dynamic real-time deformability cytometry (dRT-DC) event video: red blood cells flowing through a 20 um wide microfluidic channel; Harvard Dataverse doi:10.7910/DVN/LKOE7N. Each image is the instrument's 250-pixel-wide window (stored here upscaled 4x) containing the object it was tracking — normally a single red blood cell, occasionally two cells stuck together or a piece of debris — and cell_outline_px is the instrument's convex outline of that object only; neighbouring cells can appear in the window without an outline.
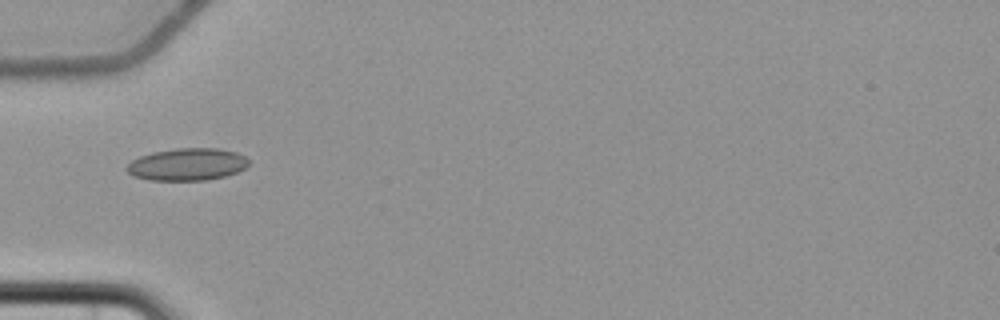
{"species": "common noctule bat (a hibernating species)", "species_latin": "Nyctalus noctula", "temperature_condition": "cold", "stored_images_in_passage": 6, "camera_frame_rate_fps": 3000, "um_per_image_px": 0.085, "animal": {"sex": "female", "body_mass_g": 22.7, "forearm_length_mm": 54.2}, "frame": {"image": 1, "passage_image": 5, "time_ms": 5.667, "image_size_px": [1000, 320], "cell_outline_px": [[248, 164], [244, 168], [236, 172], [224, 176], [208, 180], [148, 180], [132, 176], [124, 168], [132, 160], [140, 156], [152, 152], [176, 148], [216, 148], [236, 152], [244, 156], [248, 160]], "centroid_in_image_um": [15.87, 13.97], "position_along_channel_um": 69.1, "area_um2": 22.95}}
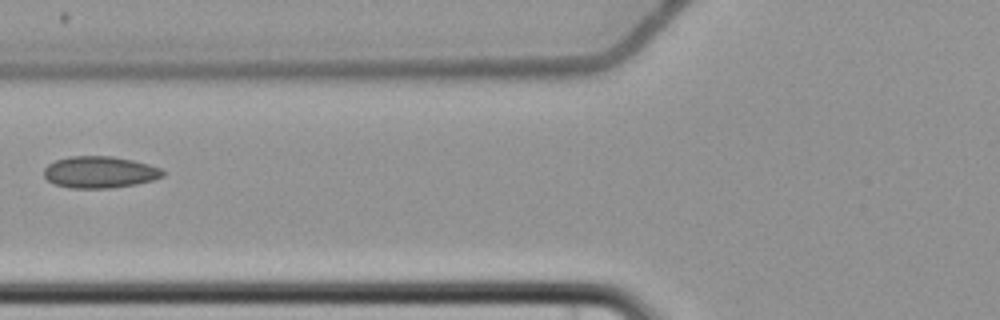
{"frame": {"image": 2, "passage_image": 6, "time_ms": 7.0, "image_size_px": [1000, 320], "cell_outline_px": [[164, 176], [152, 180], [136, 184], [112, 188], [68, 188], [56, 184], [48, 180], [44, 176], [44, 168], [48, 164], [56, 160], [68, 156], [112, 156], [132, 160], [148, 164], [160, 168], [164, 172]], "centroid_in_image_um": [8.46, 14.63], "position_along_channel_um": 117.3, "area_um2": 21.96}}